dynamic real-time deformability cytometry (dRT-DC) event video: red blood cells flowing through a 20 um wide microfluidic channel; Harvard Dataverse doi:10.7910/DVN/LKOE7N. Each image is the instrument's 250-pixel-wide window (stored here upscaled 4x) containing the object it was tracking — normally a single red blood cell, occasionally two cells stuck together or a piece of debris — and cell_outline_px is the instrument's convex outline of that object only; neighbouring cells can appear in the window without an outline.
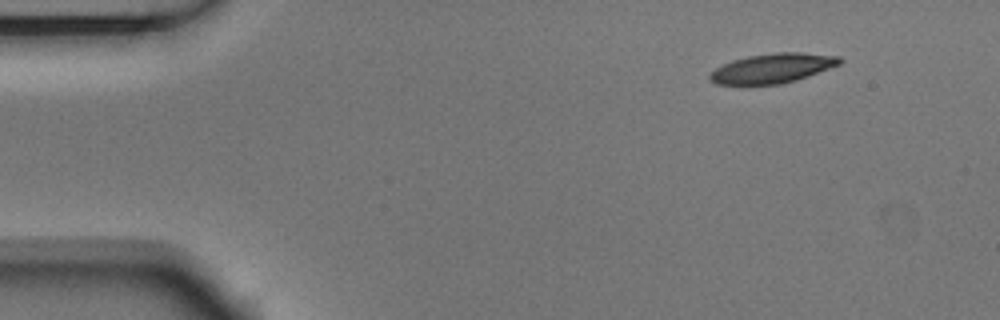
{"species": "Egyptian fruit bat (a non-hibernating species)", "species_latin": "Rousettus aegyptiacus", "temperature_condition": "room temperature", "stored_images_in_passage": 4, "segment_of_instrument_passage": [2, 2], "camera_frame_rate_fps": 3000, "um_per_image_px": 0.085, "animal": {"sex": "male"}, "frame": {"image": 1, "passage_image": 4, "time_ms": 1.0, "image_size_px": [1000, 320], "cell_outline_px": [[844, 60], [840, 64], [808, 76], [796, 80], [780, 84], [748, 88], [716, 84], [708, 76], [716, 68], [732, 60], [748, 56], [776, 52], [800, 52], [840, 56]], "centroid_in_image_um": [65.62, 5.85], "position_along_channel_um": 19.4, "area_um2": 23.12}}